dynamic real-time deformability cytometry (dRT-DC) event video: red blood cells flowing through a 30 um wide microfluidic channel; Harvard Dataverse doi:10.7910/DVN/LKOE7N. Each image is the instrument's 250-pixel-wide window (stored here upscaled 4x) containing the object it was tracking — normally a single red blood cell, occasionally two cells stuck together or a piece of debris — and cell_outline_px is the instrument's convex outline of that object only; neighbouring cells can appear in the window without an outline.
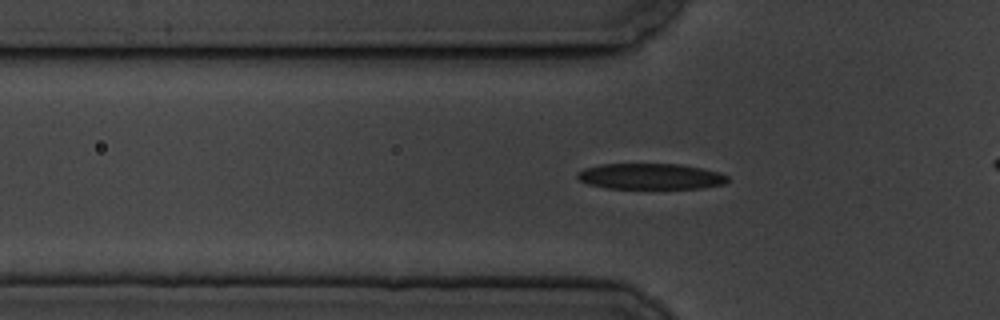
{"species": "common noctule bat (a hibernating species)", "species_latin": "Nyctalus noctula", "temperature_condition": "cold", "stored_images_in_passage": 36, "camera_frame_rate_fps": 3000, "um_per_image_px": 0.085, "animal": {"sex": "male", "body_mass_g": 19.5, "forearm_length_mm": 54.6}, "frame": {"image": 1, "passage_image": 5, "time_ms": 1.333, "image_size_px": [1000, 320], "cell_outline_px": [[728, 180], [724, 184], [700, 188], [608, 188], [588, 184], [580, 180], [576, 176], [576, 172], [584, 168], [600, 164], [680, 164], [720, 172], [728, 176]], "centroid_in_image_um": [55.27, 14.99], "position_along_channel_um": 70.5, "area_um2": 22.6}}
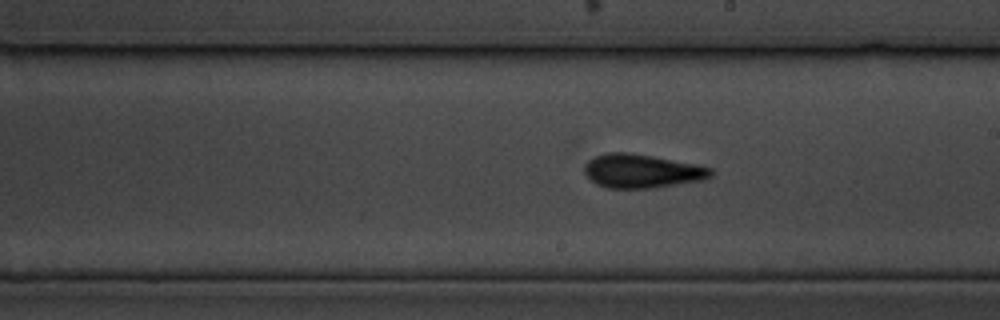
{"frame": {"image": 2, "passage_image": 19, "time_ms": 6.0, "image_size_px": [1000, 320], "cell_outline_px": [[712, 176], [704, 180], [652, 188], [604, 188], [596, 184], [584, 172], [584, 164], [588, 160], [596, 156], [608, 152], [628, 152], [652, 156], [696, 164], [712, 168]], "centroid_in_image_um": [54.55, 14.54], "position_along_channel_um": 234.5, "area_um2": 24.91}}
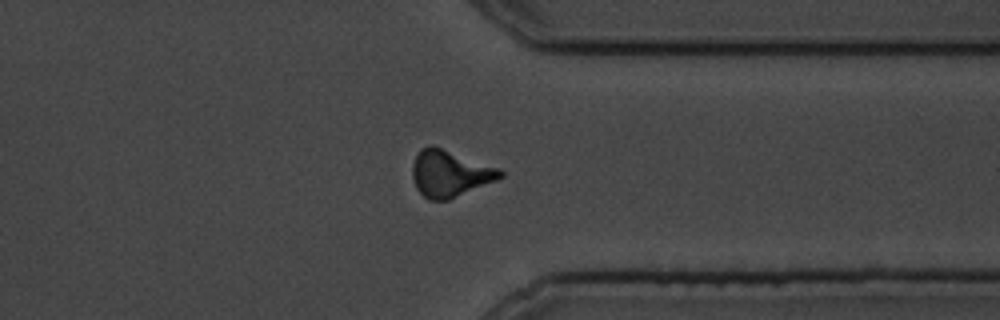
{"frame": {"image": 3, "passage_image": 31, "time_ms": 10.0, "image_size_px": [1000, 320], "cell_outline_px": [[504, 176], [496, 180], [448, 200], [428, 200], [416, 188], [412, 176], [412, 164], [420, 148], [428, 144], [432, 144], [500, 168], [504, 172]], "centroid_in_image_um": [38.22, 14.72], "position_along_channel_um": 373.2, "area_um2": 23.99}}